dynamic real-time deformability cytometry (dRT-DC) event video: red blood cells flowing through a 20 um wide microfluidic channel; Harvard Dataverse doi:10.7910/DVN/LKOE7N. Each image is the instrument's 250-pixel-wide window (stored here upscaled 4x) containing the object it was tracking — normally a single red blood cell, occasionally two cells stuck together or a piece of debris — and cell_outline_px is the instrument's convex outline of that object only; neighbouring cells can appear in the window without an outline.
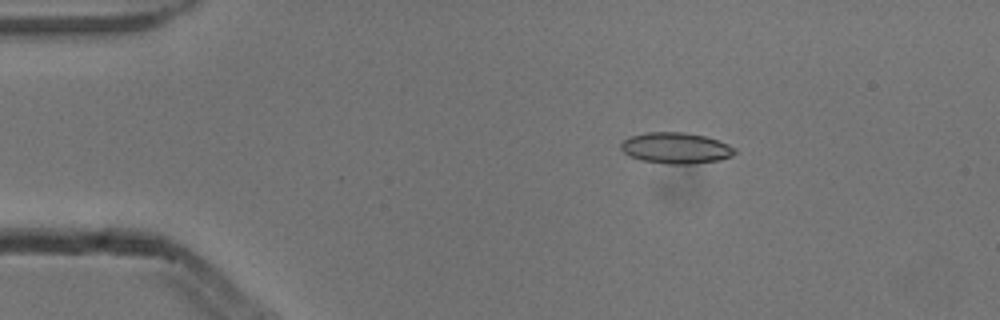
{"species": "common noctule bat (a hibernating species)", "species_latin": "Nyctalus noctula", "temperature_condition": "cold", "stored_images_in_passage": 7, "camera_frame_rate_fps": 3000, "um_per_image_px": 0.085, "animal": {"sex": "male", "body_mass_g": 13.3}, "frame": {"image": 1, "passage_image": 2, "time_ms": 0.333, "image_size_px": [1000, 320], "cell_outline_px": [[736, 152], [732, 156], [720, 160], [692, 164], [668, 164], [640, 160], [624, 152], [620, 148], [620, 144], [628, 136], [644, 132], [684, 132], [708, 136], [728, 144], [736, 148]], "centroid_in_image_um": [57.46, 12.57], "position_along_channel_um": 27.5, "area_um2": 20.87}}
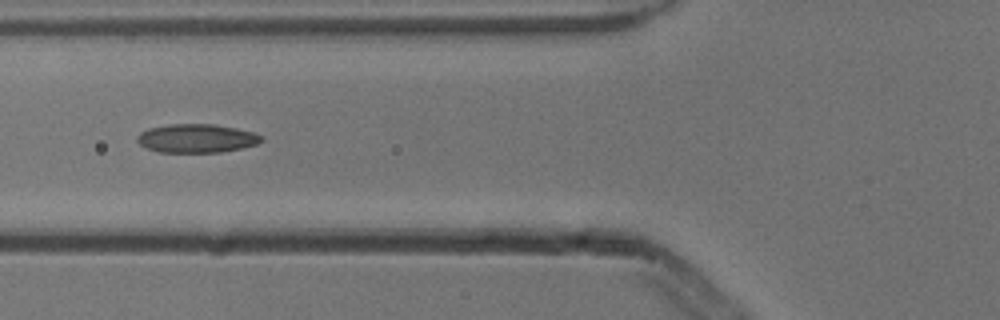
{"frame": {"image": 2, "passage_image": 5, "time_ms": 1.333, "image_size_px": [1000, 320], "cell_outline_px": [[264, 140], [256, 144], [240, 148], [220, 152], [160, 152], [148, 148], [140, 144], [136, 140], [136, 136], [140, 132], [148, 128], [168, 124], [212, 124], [236, 128], [252, 132], [260, 136]], "centroid_in_image_um": [16.67, 11.75], "position_along_channel_um": 109.1, "area_um2": 20.58}}
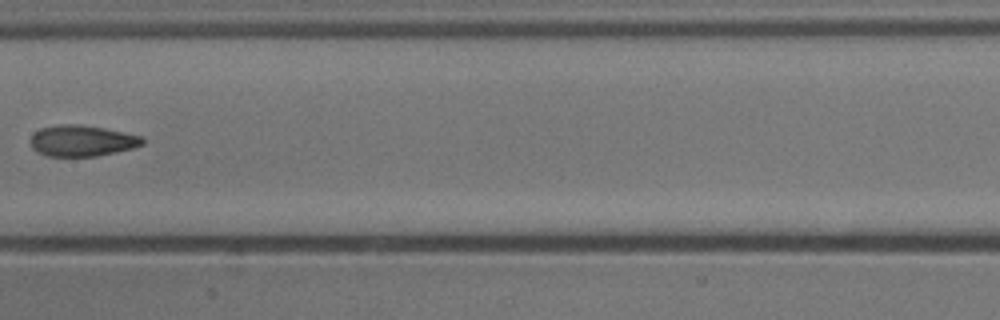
{"frame": {"image": 3, "passage_image": 7, "time_ms": 2.0, "image_size_px": [1000, 320], "cell_outline_px": [[144, 144], [132, 148], [96, 156], [48, 156], [36, 152], [32, 148], [32, 136], [40, 128], [60, 124], [76, 124], [104, 128], [144, 136]], "centroid_in_image_um": [6.99, 11.96], "position_along_channel_um": 200.4, "area_um2": 20.17}}